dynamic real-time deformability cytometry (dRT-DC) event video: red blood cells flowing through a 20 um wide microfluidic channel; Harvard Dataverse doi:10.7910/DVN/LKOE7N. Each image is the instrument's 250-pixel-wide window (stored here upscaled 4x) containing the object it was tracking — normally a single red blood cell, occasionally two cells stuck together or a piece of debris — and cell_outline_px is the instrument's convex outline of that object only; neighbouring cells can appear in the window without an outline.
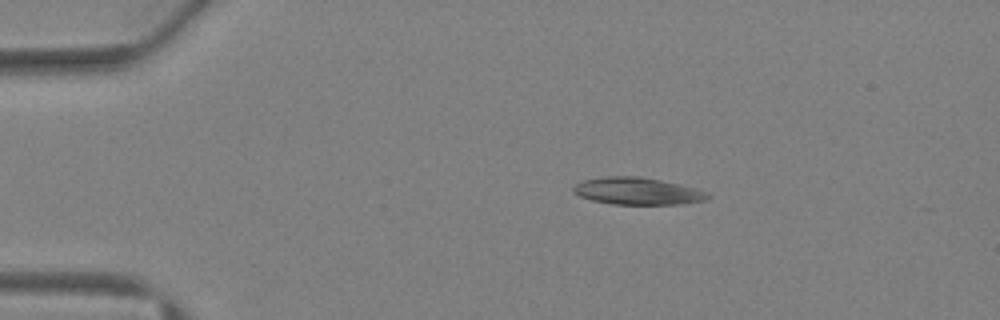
{"species": "Egyptian fruit bat (a non-hibernating species)", "species_latin": "Rousettus aegyptiacus", "temperature_condition": "warm", "stored_images_in_passage": 34, "camera_frame_rate_fps": 3000, "um_per_image_px": 0.085, "animal": {"sex": "female"}, "frame": {"image": 1, "passage_image": 1, "time_ms": 0.0, "image_size_px": [1000, 320], "cell_outline_px": [[712, 196], [704, 200], [680, 204], [612, 204], [592, 200], [580, 196], [572, 192], [572, 188], [576, 184], [584, 180], [604, 176], [636, 176], [660, 180], [680, 184], [696, 188], [708, 192]], "centroid_in_image_um": [54.18, 16.24], "position_along_channel_um": 30.8, "area_um2": 21.21}}
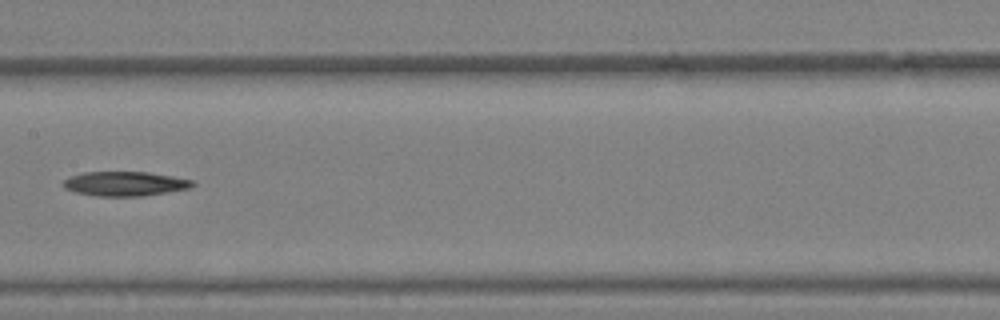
{"frame": {"image": 2, "passage_image": 15, "time_ms": 4.667, "image_size_px": [1000, 320], "cell_outline_px": [[196, 184], [192, 188], [168, 192], [140, 196], [96, 196], [76, 192], [64, 188], [60, 184], [68, 176], [84, 172], [148, 172], [196, 180]], "centroid_in_image_um": [10.63, 15.61], "position_along_channel_um": 196.8, "area_um2": 18.67}}
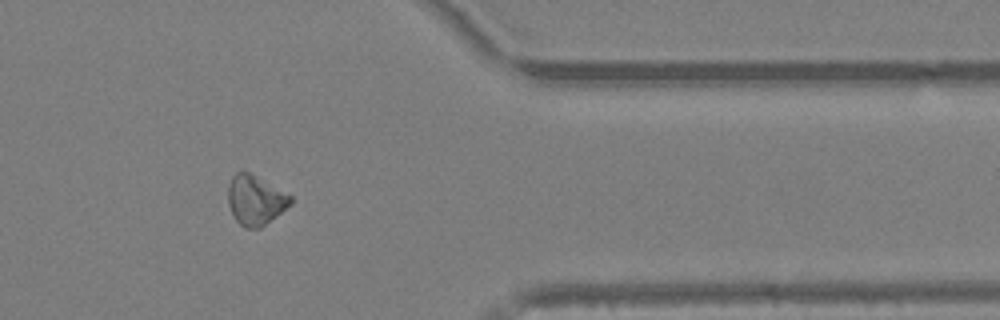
{"frame": {"image": 3, "passage_image": 28, "time_ms": 9.0, "image_size_px": [1000, 320], "cell_outline_px": [[292, 204], [260, 228], [244, 228], [232, 216], [228, 204], [228, 184], [232, 176], [236, 172], [248, 172], [292, 196]], "centroid_in_image_um": [21.68, 17.03], "position_along_channel_um": 389.7, "area_um2": 17.98}}